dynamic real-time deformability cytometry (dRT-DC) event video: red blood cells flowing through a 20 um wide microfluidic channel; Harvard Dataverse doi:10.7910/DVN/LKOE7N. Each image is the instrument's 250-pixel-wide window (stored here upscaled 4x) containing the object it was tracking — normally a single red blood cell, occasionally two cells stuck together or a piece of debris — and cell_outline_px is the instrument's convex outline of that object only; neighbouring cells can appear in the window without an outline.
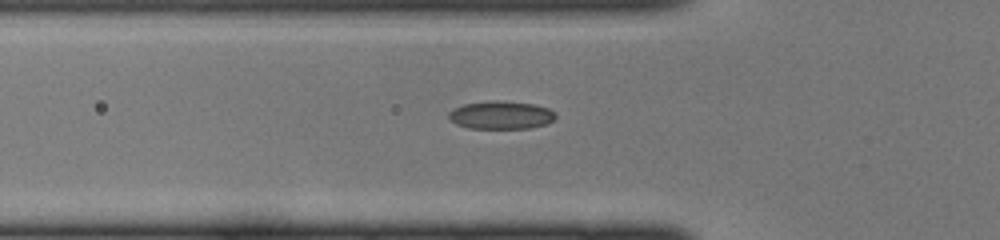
{"species": "common noctule bat (a hibernating species)", "species_latin": "Nyctalus noctula", "temperature_condition": "cold", "stored_images_in_passage": 31, "camera_frame_rate_fps": 3000, "um_per_image_px": 0.085, "animal": {"sex": "female", "body_mass_g": 22.0, "forearm_length_mm": 56.7}, "frame": {"image": 1, "passage_image": 2, "time_ms": 0.333, "image_size_px": [1000, 240], "cell_outline_px": [[556, 116], [552, 120], [544, 124], [528, 128], [468, 128], [456, 124], [448, 120], [448, 112], [464, 104], [488, 100], [492, 100], [532, 104], [548, 108], [556, 112]], "centroid_in_image_um": [42.54, 9.78], "position_along_channel_um": 83.3, "area_um2": 17.34}}
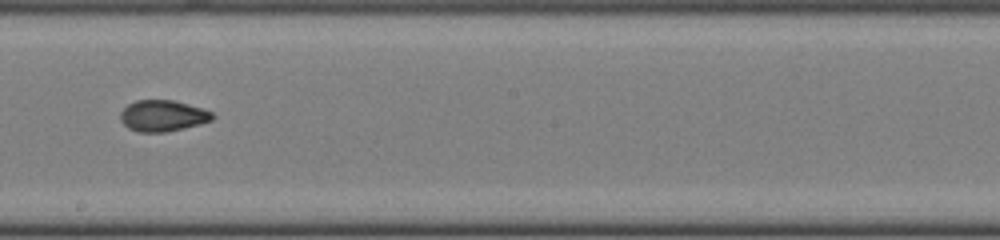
{"frame": {"image": 2, "passage_image": 12, "time_ms": 3.667, "image_size_px": [1000, 240], "cell_outline_px": [[216, 116], [212, 120], [200, 124], [168, 132], [140, 132], [128, 128], [120, 120], [120, 112], [128, 104], [136, 100], [172, 100], [200, 108], [212, 112]], "centroid_in_image_um": [13.82, 9.85], "position_along_channel_um": 234.4, "area_um2": 16.7}}
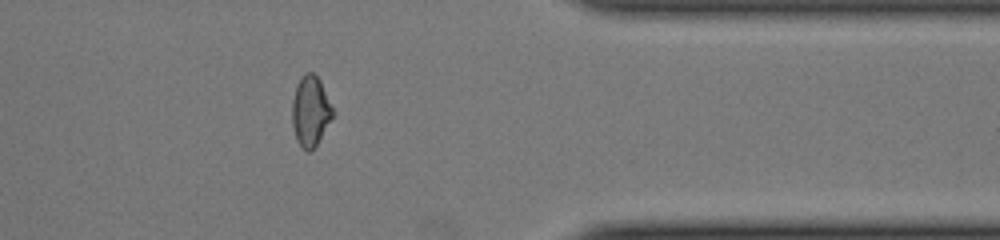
{"frame": {"image": 3, "passage_image": 23, "time_ms": 7.333, "image_size_px": [1000, 240], "cell_outline_px": [[332, 116], [316, 144], [308, 152], [296, 140], [292, 124], [292, 100], [296, 84], [304, 72], [312, 72], [320, 80], [332, 108]], "centroid_in_image_um": [26.34, 9.4], "position_along_channel_um": 385.1, "area_um2": 16.18}}